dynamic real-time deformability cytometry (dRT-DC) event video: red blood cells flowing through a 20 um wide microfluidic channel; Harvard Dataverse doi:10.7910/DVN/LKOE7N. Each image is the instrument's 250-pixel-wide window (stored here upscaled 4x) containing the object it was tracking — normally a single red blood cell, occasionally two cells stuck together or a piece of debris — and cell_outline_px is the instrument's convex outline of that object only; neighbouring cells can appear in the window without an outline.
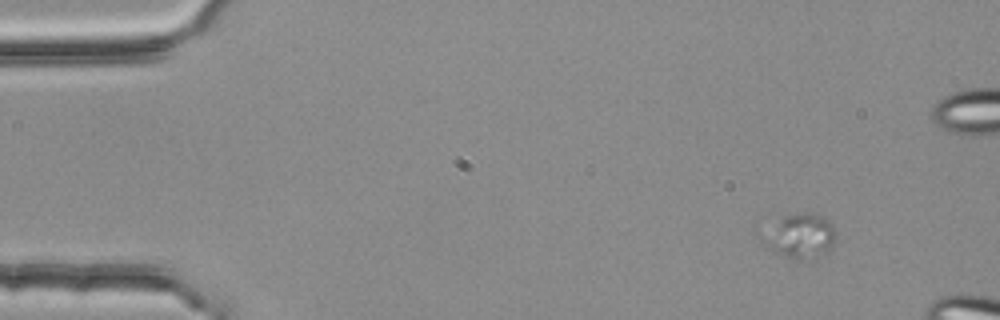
{"species": "common noctule bat (a hibernating species)", "species_latin": "Nyctalus noctula", "temperature_condition": "room temperature", "stored_images_in_passage": 57, "camera_frame_rate_fps": 3000, "um_per_image_px": 0.085, "animal": {"sex": "female", "body_mass_g": 25.1}, "frame": {"image": 1, "passage_image": 7, "time_ms": 2.0, "image_size_px": [1000, 320], "cell_outline_px": [[836, 236], [832, 248], [828, 252], [816, 260], [804, 260], [784, 256], [772, 252], [764, 244], [784, 216], [804, 212], [812, 212], [824, 216], [832, 224], [836, 232]], "centroid_in_image_um": [68.22, 20.11], "position_along_channel_um": 16.8, "area_um2": 18.32}}
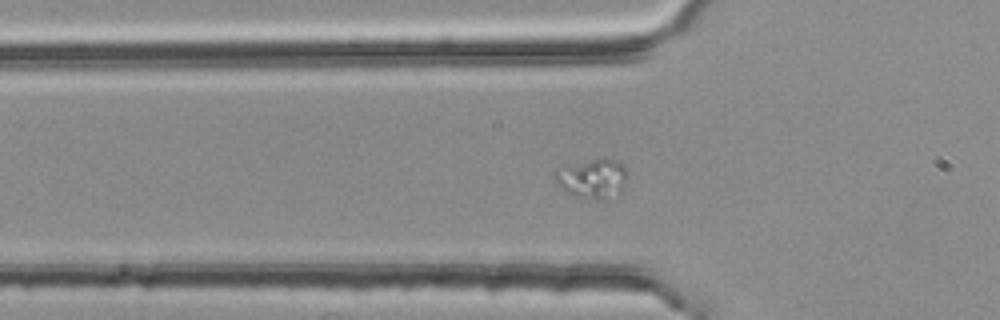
{"frame": {"image": 2, "passage_image": 20, "time_ms": 6.333, "image_size_px": [1000, 320], "cell_outline_px": [[628, 172], [620, 188], [604, 200], [596, 200], [572, 196], [564, 192], [556, 184], [552, 172], [600, 156], [604, 156], [616, 160], [624, 164], [628, 168]], "centroid_in_image_um": [50.33, 15.15], "position_along_channel_um": 75.5, "area_um2": 16.7}}